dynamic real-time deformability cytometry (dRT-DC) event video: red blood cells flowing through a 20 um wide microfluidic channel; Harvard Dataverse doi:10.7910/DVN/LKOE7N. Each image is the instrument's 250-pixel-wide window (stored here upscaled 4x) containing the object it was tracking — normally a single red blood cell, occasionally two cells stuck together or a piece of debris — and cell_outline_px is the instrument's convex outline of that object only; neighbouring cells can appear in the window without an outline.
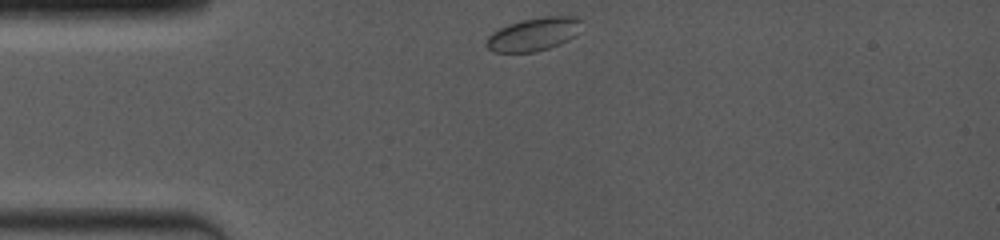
{"species": "common noctule bat (a hibernating species)", "species_latin": "Nyctalus noctula", "temperature_condition": "room temperature", "stored_images_in_passage": 2, "camera_frame_rate_fps": 4000, "um_per_image_px": 0.085, "animal": {"sex": "female", "body_mass_g": 19.0, "forearm_length_mm": 53.3}, "frame": {"image": 1, "passage_image": 1, "time_ms": 0.0, "image_size_px": [1000, 240], "cell_outline_px": [[584, 20], [572, 36], [568, 40], [560, 44], [536, 52], [492, 52], [484, 44], [488, 36], [492, 32], [508, 24], [524, 20], [544, 16], [576, 16]], "centroid_in_image_um": [45.33, 2.91], "position_along_channel_um": 39.7, "area_um2": 18.32}}